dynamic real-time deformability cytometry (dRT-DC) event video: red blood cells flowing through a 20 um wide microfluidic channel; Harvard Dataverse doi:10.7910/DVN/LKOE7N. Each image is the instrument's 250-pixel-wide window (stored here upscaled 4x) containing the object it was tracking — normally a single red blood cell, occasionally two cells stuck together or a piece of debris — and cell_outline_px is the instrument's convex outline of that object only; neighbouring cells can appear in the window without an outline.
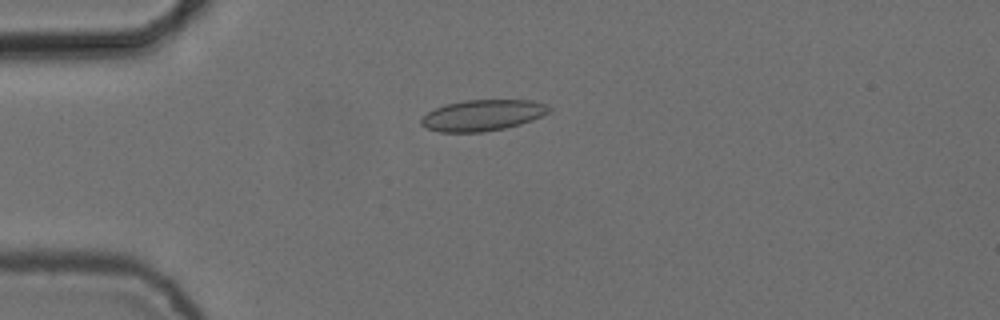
{"species": "common noctule bat (a hibernating species)", "species_latin": "Nyctalus noctula", "temperature_condition": "cold", "stored_images_in_passage": 10, "camera_frame_rate_fps": 3000, "um_per_image_px": 0.085, "animal": {"sex": "female", "body_mass_g": 24.6, "forearm_length_mm": 56.2}, "frame": {"image": 1, "passage_image": 4, "time_ms": 1.0, "image_size_px": [1000, 320], "cell_outline_px": [[552, 108], [548, 112], [532, 120], [520, 124], [504, 128], [484, 132], [440, 132], [424, 128], [420, 124], [420, 120], [428, 112], [436, 108], [448, 104], [464, 100], [532, 100], [548, 104]], "centroid_in_image_um": [41.02, 9.8], "position_along_channel_um": 44.0, "area_um2": 23.12}}
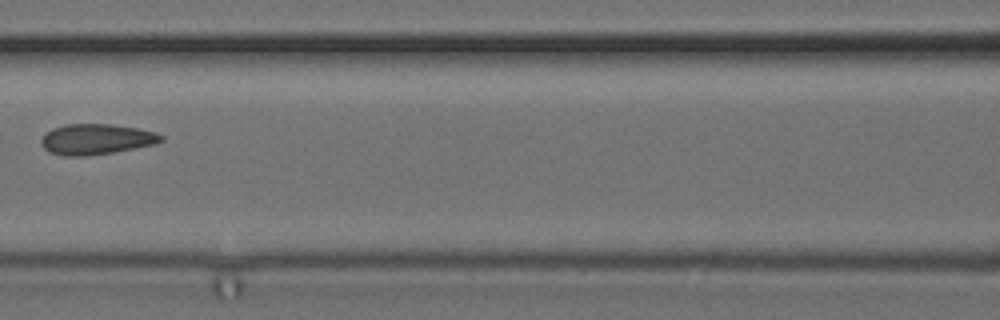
{"frame": {"image": 2, "passage_image": 7, "time_ms": 2.0, "image_size_px": [1000, 320], "cell_outline_px": [[164, 140], [156, 144], [112, 152], [88, 156], [64, 156], [48, 152], [40, 144], [40, 140], [52, 128], [64, 124], [112, 124], [140, 128], [156, 132], [164, 136]], "centroid_in_image_um": [8.2, 11.83], "position_along_channel_um": 158.4, "area_um2": 21.56}}
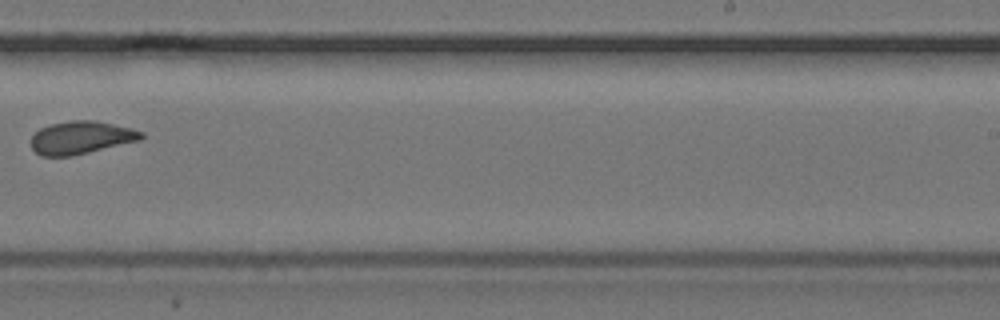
{"frame": {"image": 3, "passage_image": 10, "time_ms": 3.0, "image_size_px": [1000, 320], "cell_outline_px": [[144, 136], [140, 140], [72, 156], [40, 156], [32, 148], [32, 136], [40, 128], [52, 124], [72, 120], [92, 120], [132, 128], [144, 132]], "centroid_in_image_um": [6.9, 11.7], "position_along_channel_um": 282.1, "area_um2": 20.92}}